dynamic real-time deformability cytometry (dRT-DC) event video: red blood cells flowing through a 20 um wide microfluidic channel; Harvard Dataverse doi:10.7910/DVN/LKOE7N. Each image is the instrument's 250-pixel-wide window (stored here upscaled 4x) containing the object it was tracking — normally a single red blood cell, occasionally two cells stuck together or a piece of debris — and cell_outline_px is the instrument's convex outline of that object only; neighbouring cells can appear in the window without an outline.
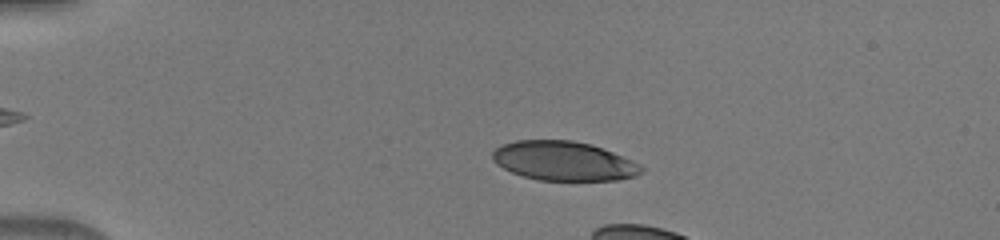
{"species": "human", "species_latin": "Homo sapiens", "temperature_condition": "warm", "stored_images_in_passage": 18, "camera_frame_rate_fps": 3000, "um_per_image_px": 0.085, "donor": {"sex": "male"}, "frame": {"image": 1, "passage_image": 11, "time_ms": 3.333, "image_size_px": [1000, 240], "cell_outline_px": [[644, 172], [636, 176], [616, 180], [540, 180], [524, 176], [512, 172], [496, 164], [492, 160], [492, 152], [500, 144], [516, 140], [572, 140], [592, 144], [632, 160], [640, 164], [644, 168]], "centroid_in_image_um": [47.92, 13.67], "position_along_channel_um": 37.1, "area_um2": 34.16}}